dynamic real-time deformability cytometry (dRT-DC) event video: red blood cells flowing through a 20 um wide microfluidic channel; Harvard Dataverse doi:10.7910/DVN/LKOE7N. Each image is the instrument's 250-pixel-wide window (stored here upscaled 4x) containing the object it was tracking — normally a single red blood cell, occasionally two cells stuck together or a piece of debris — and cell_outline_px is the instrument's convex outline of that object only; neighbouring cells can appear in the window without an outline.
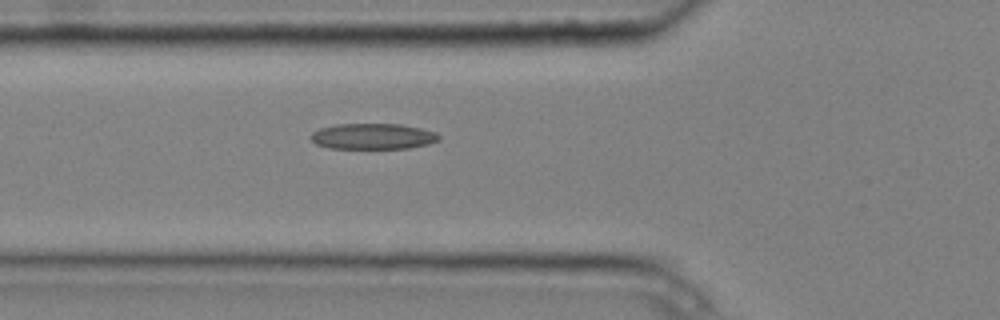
{"species": "common noctule bat (a hibernating species)", "species_latin": "Nyctalus noctula", "temperature_condition": "cold", "stored_images_in_passage": 2, "camera_frame_rate_fps": 3000, "um_per_image_px": 0.085, "animal": {"sex": "male", "body_mass_g": 20.4}, "frame": {"image": 1, "passage_image": 2, "time_ms": 0.333, "image_size_px": [1000, 320], "cell_outline_px": [[440, 140], [428, 144], [408, 148], [328, 148], [316, 144], [308, 136], [312, 132], [320, 128], [336, 124], [400, 124], [420, 128], [436, 132], [440, 136]], "centroid_in_image_um": [31.68, 11.59], "position_along_channel_um": 94.1, "area_um2": 19.31}}